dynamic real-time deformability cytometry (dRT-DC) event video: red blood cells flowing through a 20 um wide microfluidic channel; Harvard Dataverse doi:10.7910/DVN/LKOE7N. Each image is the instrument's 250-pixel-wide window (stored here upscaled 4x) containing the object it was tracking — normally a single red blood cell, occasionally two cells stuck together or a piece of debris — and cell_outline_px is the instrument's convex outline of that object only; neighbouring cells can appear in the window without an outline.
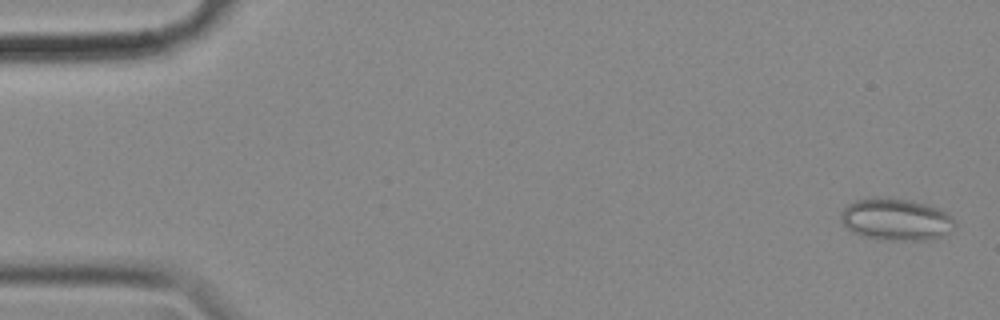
{"species": "common noctule bat (a hibernating species)", "species_latin": "Nyctalus noctula", "temperature_condition": "cold", "stored_images_in_passage": 10, "camera_frame_rate_fps": 3000, "um_per_image_px": 0.085, "animal": {"sex": "female", "body_mass_g": 18.4}, "frame": {"image": 1, "passage_image": 2, "time_ms": 0.333, "image_size_px": [1000, 320], "cell_outline_px": [[956, 224], [944, 236], [932, 240], [888, 240], [864, 236], [852, 232], [844, 224], [840, 216], [840, 212], [848, 204], [856, 200], [904, 200], [936, 208], [952, 216], [956, 220]], "centroid_in_image_um": [76.19, 18.71], "position_along_channel_um": 8.8, "area_um2": 26.93}}